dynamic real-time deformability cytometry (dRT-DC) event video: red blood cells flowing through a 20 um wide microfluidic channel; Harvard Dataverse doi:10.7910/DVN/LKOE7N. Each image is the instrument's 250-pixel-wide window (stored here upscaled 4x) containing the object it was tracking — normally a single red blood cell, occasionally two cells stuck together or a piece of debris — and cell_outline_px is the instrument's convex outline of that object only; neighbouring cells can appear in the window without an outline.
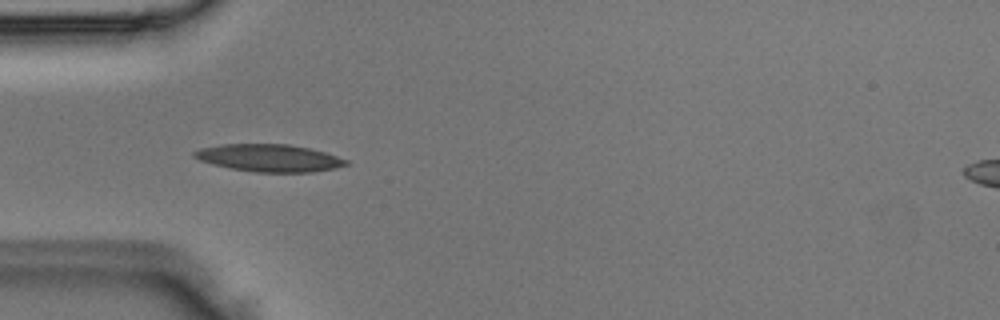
{"species": "Egyptian fruit bat (a non-hibernating species)", "species_latin": "Rousettus aegyptiacus", "temperature_condition": "room temperature", "stored_images_in_passage": 5, "camera_frame_rate_fps": 3000, "um_per_image_px": 0.085, "animal": {"sex": "male"}, "frame": {"image": 1, "passage_image": 4, "time_ms": 1.0, "image_size_px": [1000, 320], "cell_outline_px": [[348, 164], [336, 168], [312, 172], [256, 172], [228, 168], [212, 164], [200, 160], [192, 156], [192, 152], [200, 148], [220, 144], [288, 144], [308, 148], [324, 152], [348, 160]], "centroid_in_image_um": [22.84, 13.43], "position_along_channel_um": 62.2, "area_um2": 24.22}}
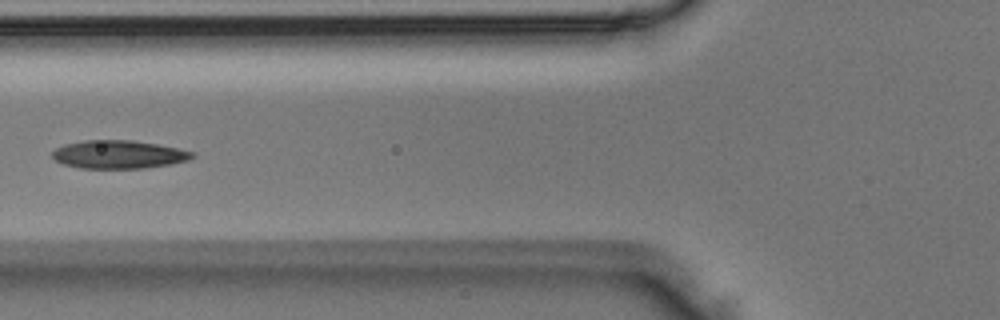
{"frame": {"image": 2, "passage_image": 5, "time_ms": 1.333, "image_size_px": [1000, 320], "cell_outline_px": [[196, 156], [188, 160], [168, 164], [144, 168], [80, 168], [64, 164], [56, 160], [52, 156], [52, 152], [56, 148], [64, 144], [84, 140], [132, 140], [156, 144], [176, 148], [192, 152]], "centroid_in_image_um": [10.05, 13.12], "position_along_channel_um": 115.7, "area_um2": 22.77}}